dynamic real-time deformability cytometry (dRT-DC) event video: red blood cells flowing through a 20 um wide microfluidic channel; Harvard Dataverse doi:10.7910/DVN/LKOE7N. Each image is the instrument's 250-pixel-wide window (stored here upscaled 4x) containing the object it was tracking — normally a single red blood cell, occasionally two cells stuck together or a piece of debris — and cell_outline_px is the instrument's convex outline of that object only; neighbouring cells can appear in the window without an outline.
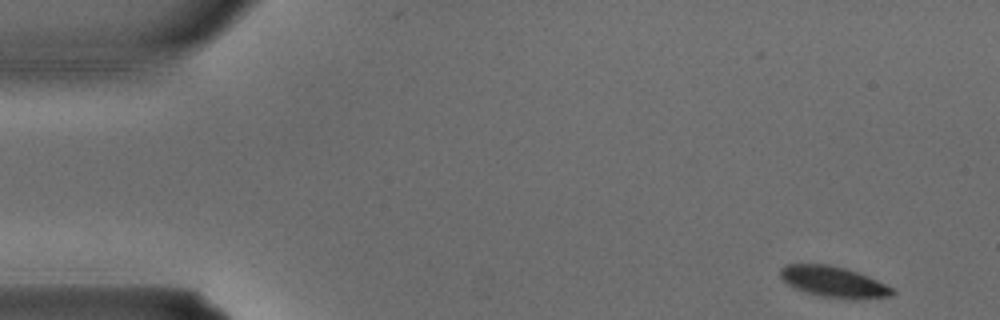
{"species": "common noctule bat (a hibernating species)", "species_latin": "Nyctalus noctula", "temperature_condition": "warm", "stored_images_in_passage": 3, "camera_frame_rate_fps": 3000, "um_per_image_px": 0.085, "animal": {"sex": "male", "body_mass_g": 15.6}, "frame": {"image": 1, "passage_image": 1, "time_ms": 0.0, "image_size_px": [1000, 320], "cell_outline_px": [[896, 292], [892, 296], [860, 300], [852, 300], [820, 296], [804, 292], [792, 288], [780, 276], [780, 268], [784, 264], [828, 264], [844, 268], [868, 276], [892, 288]], "centroid_in_image_um": [70.84, 23.98], "position_along_channel_um": 14.2, "area_um2": 20.4}}
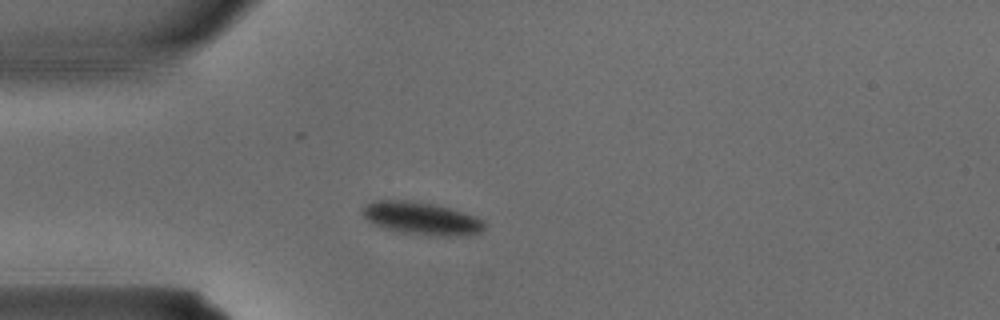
{"frame": {"image": 2, "passage_image": 3, "time_ms": 0.667, "image_size_px": [1000, 320], "cell_outline_px": [[488, 224], [480, 232], [448, 236], [444, 236], [404, 232], [388, 228], [376, 224], [368, 220], [360, 212], [364, 204], [376, 200], [408, 200], [432, 204], [452, 208], [476, 216], [484, 220]], "centroid_in_image_um": [35.84, 18.53], "position_along_channel_um": 49.2, "area_um2": 22.89}}